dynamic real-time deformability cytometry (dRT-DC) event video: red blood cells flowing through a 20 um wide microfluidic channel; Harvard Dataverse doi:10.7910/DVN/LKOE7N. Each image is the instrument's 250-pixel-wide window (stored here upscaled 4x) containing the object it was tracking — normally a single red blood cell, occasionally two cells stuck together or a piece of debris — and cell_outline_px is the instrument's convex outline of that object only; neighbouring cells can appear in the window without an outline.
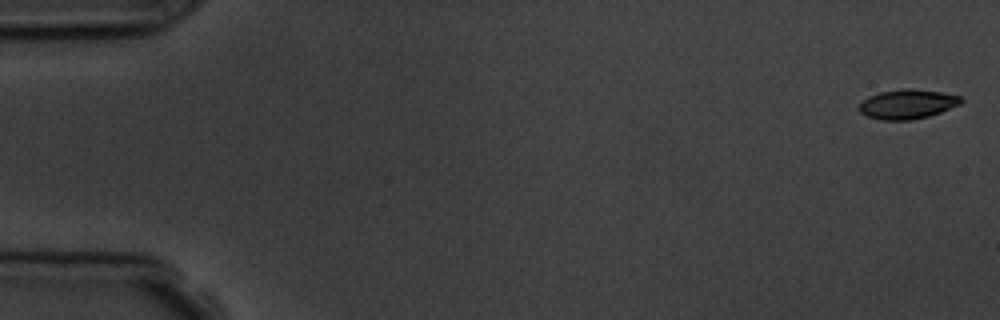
{"species": "common noctule bat (a hibernating species)", "species_latin": "Nyctalus noctula", "temperature_condition": "room temperature", "stored_images_in_passage": 5, "camera_frame_rate_fps": 3000, "um_per_image_px": 0.085, "animal": {"sex": "male", "body_mass_g": 19.5, "forearm_length_mm": 54.6}, "frame": {"image": 1, "passage_image": 1, "time_ms": 0.0, "image_size_px": [1000, 320], "cell_outline_px": [[964, 100], [960, 104], [940, 112], [928, 116], [912, 120], [880, 120], [868, 116], [860, 112], [856, 108], [868, 96], [880, 92], [904, 88], [912, 88], [940, 92], [960, 96]], "centroid_in_image_um": [77.11, 8.85], "position_along_channel_um": 7.9, "area_um2": 17.51}}
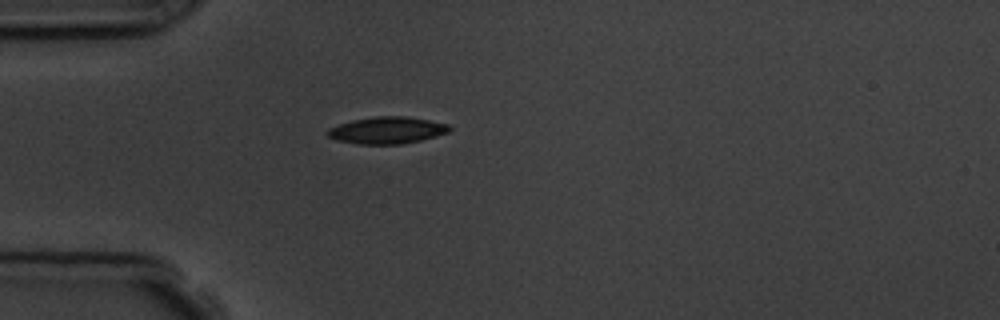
{"frame": {"image": 2, "passage_image": 5, "time_ms": 4.667, "image_size_px": [1000, 320], "cell_outline_px": [[452, 128], [448, 132], [436, 136], [420, 140], [400, 144], [360, 144], [336, 140], [328, 136], [324, 132], [328, 128], [352, 120], [376, 116], [404, 116], [428, 120], [448, 124]], "centroid_in_image_um": [32.87, 11.07], "position_along_channel_um": 52.1, "area_um2": 19.02}}